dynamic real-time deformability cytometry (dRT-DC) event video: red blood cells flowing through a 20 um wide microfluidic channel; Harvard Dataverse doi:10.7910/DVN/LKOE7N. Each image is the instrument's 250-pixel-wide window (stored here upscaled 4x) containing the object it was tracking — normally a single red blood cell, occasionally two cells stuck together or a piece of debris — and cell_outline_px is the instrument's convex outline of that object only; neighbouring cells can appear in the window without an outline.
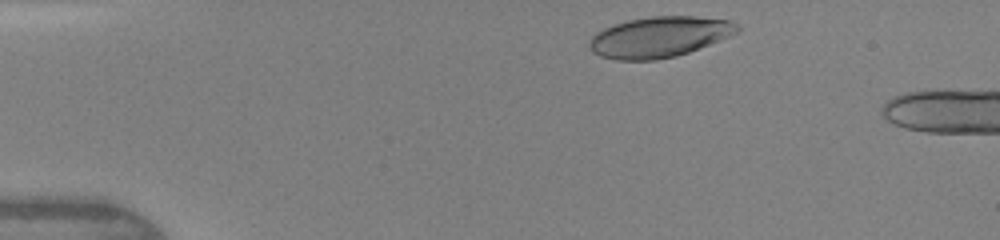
{"species": "human", "species_latin": "Homo sapiens", "temperature_condition": "warm", "stored_images_in_passage": 11, "camera_frame_rate_fps": 3000, "um_per_image_px": 0.085, "donor": {"sex": "female"}, "frame": {"image": 1, "passage_image": 1, "time_ms": 0.0, "image_size_px": [1000, 240], "cell_outline_px": [[740, 32], [688, 52], [676, 56], [656, 60], [616, 60], [600, 56], [592, 52], [588, 48], [588, 40], [596, 32], [604, 28], [628, 20], [652, 16], [696, 16], [728, 20], [736, 24], [740, 28]], "centroid_in_image_um": [56.01, 3.14], "position_along_channel_um": 29.0, "area_um2": 35.08}}
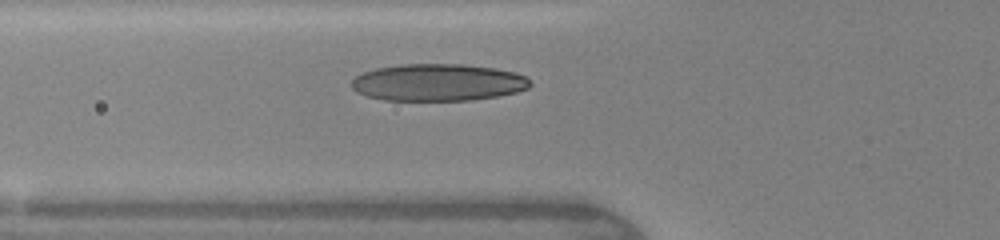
{"frame": {"image": 2, "passage_image": 8, "time_ms": 3.0, "image_size_px": [1000, 240], "cell_outline_px": [[532, 84], [528, 88], [516, 92], [496, 96], [472, 100], [384, 100], [368, 96], [356, 92], [352, 88], [352, 80], [356, 76], [364, 72], [376, 68], [400, 64], [464, 64], [492, 68], [516, 72], [524, 76]], "centroid_in_image_um": [37.22, 7.0], "position_along_channel_um": 88.6, "area_um2": 38.49}}